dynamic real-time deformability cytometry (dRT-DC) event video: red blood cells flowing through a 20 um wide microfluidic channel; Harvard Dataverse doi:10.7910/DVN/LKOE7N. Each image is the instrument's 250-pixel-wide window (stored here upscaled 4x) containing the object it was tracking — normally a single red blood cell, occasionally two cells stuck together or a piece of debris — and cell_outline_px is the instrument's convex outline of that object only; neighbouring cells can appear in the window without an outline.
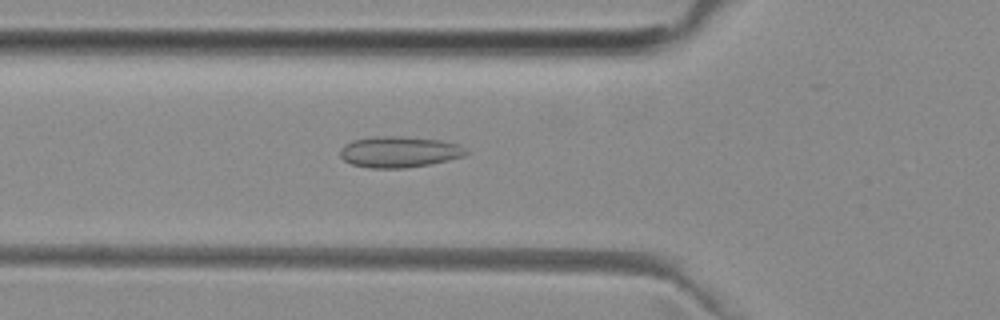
{"species": "common noctule bat (a hibernating species)", "species_latin": "Nyctalus noctula", "temperature_condition": "room temperature", "stored_images_in_passage": 43, "camera_frame_rate_fps": 3000, "um_per_image_px": 0.085, "animal": {"sex": "female", "body_mass_g": 29.2, "forearm_length_mm": 56.3}, "frame": {"image": 1, "passage_image": 9, "time_ms": 2.667, "image_size_px": [1000, 320], "cell_outline_px": [[468, 152], [464, 156], [448, 160], [428, 164], [404, 168], [368, 168], [352, 164], [344, 160], [340, 156], [340, 148], [352, 140], [376, 136], [400, 136], [440, 140], [456, 144], [464, 148]], "centroid_in_image_um": [33.89, 12.91], "position_along_channel_um": 91.9, "area_um2": 22.66}}
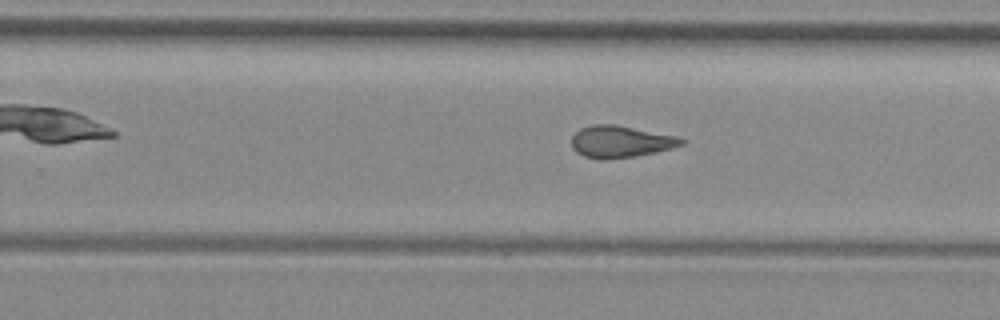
{"frame": {"image": 2, "passage_image": 23, "time_ms": 7.333, "image_size_px": [1000, 320], "cell_outline_px": [[688, 140], [684, 144], [672, 148], [656, 152], [636, 156], [608, 160], [600, 160], [584, 156], [576, 152], [572, 148], [572, 136], [580, 128], [592, 124], [616, 124], [676, 136]], "centroid_in_image_um": [52.75, 12.04], "position_along_channel_um": 277.1, "area_um2": 20.69}}
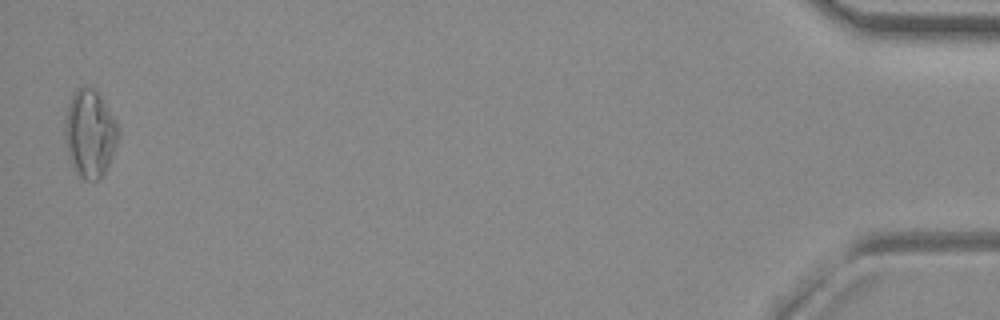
{"frame": {"image": 3, "passage_image": 42, "time_ms": 13.667, "image_size_px": [1000, 320], "cell_outline_px": [[116, 144], [112, 156], [104, 172], [96, 180], [84, 180], [76, 172], [68, 156], [64, 140], [64, 120], [68, 104], [76, 88], [92, 88], [100, 96], [116, 120]], "centroid_in_image_um": [7.59, 11.36], "position_along_channel_um": 427.6, "area_um2": 26.76}, "authors_computed_cell_mechanics": {"area_um2": 20.7502, "velocity_mm_per_s": 3.9737, "shape_relaxation_time_tau1_ms": null, "shape_relaxation_time_tau2_ms": 2.8955, "deformation_change_tau1": null, "deformation_change_tau2": 0.0915}}